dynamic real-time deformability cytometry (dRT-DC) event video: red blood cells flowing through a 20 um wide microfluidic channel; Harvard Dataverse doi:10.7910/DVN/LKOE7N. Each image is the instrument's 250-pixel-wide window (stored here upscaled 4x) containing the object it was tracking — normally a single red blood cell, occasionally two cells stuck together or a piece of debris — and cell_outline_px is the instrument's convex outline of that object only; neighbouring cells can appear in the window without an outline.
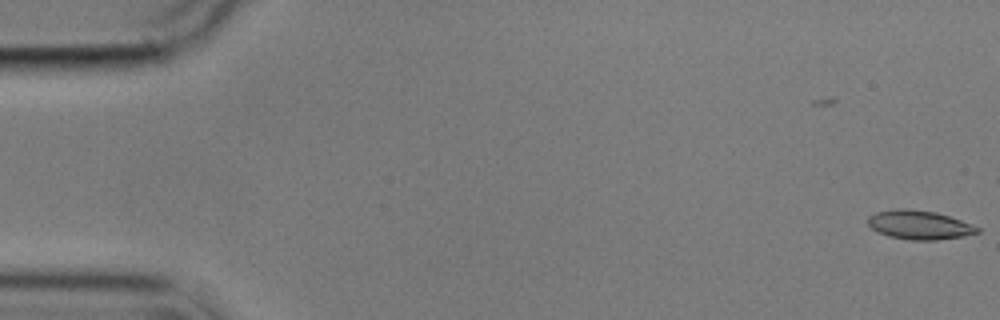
{"species": "common noctule bat (a hibernating species)", "species_latin": "Nyctalus noctula", "temperature_condition": "cold", "stored_images_in_passage": 49, "camera_frame_rate_fps": 3000, "um_per_image_px": 0.085, "animal": {"sex": "male", "body_mass_g": 17.9}, "frame": {"image": 1, "passage_image": 1, "time_ms": 0.0, "image_size_px": [1000, 320], "cell_outline_px": [[980, 232], [964, 236], [936, 240], [908, 240], [888, 236], [872, 228], [868, 224], [868, 216], [876, 212], [896, 208], [908, 208], [936, 212], [960, 220], [980, 228]], "centroid_in_image_um": [78.13, 19.11], "position_along_channel_um": 6.9, "area_um2": 18.44}}
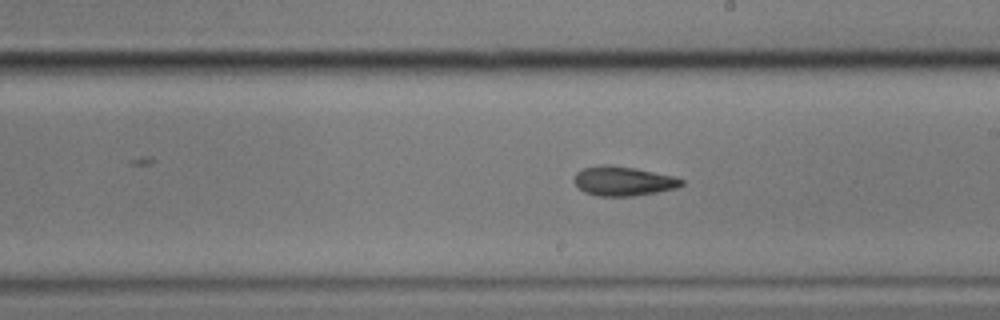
{"frame": {"image": 2, "passage_image": 32, "time_ms": 10.333, "image_size_px": [1000, 320], "cell_outline_px": [[684, 184], [680, 188], [632, 196], [596, 196], [584, 192], [572, 180], [576, 172], [584, 168], [600, 164], [608, 164], [636, 168], [672, 176], [684, 180]], "centroid_in_image_um": [52.97, 15.39], "position_along_channel_um": 236.0, "area_um2": 18.55}}
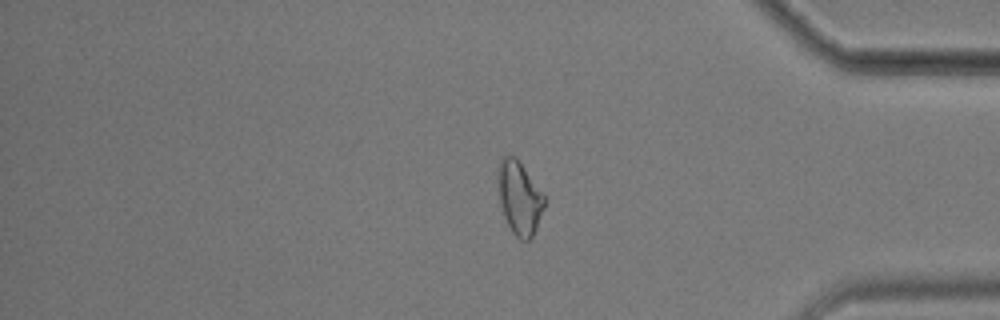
{"frame": {"image": 3, "passage_image": 47, "time_ms": 15.333, "image_size_px": [1000, 320], "cell_outline_px": [[544, 208], [536, 228], [532, 236], [528, 240], [520, 240], [512, 232], [504, 216], [500, 204], [496, 176], [496, 172], [500, 160], [504, 156], [516, 156], [544, 196]], "centroid_in_image_um": [44.11, 16.8], "position_along_channel_um": 391.1, "area_um2": 19.71}, "authors_computed_cell_mechanics": {"area_um2": 18.5538, "velocity_mm_per_s": 3.5547, "shape_relaxation_time_tau1_ms": 6.4476, "shape_relaxation_time_tau2_ms": 5.4659, "deformation_change_tau1": 0.1299, "deformation_change_tau2": 0.1302}}